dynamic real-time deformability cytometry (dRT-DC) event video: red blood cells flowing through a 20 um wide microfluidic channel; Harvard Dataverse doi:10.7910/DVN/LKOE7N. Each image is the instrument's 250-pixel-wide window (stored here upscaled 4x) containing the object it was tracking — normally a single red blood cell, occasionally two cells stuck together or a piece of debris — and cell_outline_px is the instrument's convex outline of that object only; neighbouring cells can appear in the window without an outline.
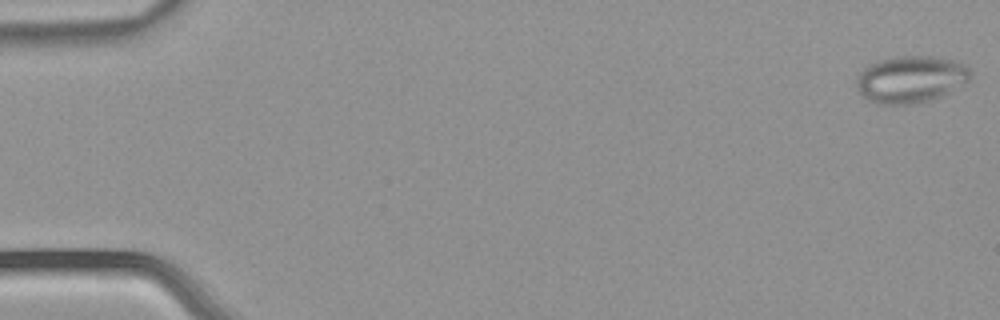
{"species": "common noctule bat (a hibernating species)", "species_latin": "Nyctalus noctula", "temperature_condition": "warm", "stored_images_in_passage": 4, "camera_frame_rate_fps": 3000, "um_per_image_px": 0.085, "animal": {"sex": "male", "body_mass_g": 21.5, "forearm_length_mm": 52.0}, "frame": {"image": 1, "passage_image": 1, "time_ms": 0.0, "image_size_px": [1000, 320], "cell_outline_px": [[972, 72], [968, 80], [964, 84], [940, 96], [928, 100], [908, 104], [876, 104], [868, 100], [856, 88], [856, 76], [868, 64], [880, 60], [900, 56], [932, 56], [952, 60], [964, 64]], "centroid_in_image_um": [77.38, 6.73], "position_along_channel_um": 7.6, "area_um2": 31.04}}